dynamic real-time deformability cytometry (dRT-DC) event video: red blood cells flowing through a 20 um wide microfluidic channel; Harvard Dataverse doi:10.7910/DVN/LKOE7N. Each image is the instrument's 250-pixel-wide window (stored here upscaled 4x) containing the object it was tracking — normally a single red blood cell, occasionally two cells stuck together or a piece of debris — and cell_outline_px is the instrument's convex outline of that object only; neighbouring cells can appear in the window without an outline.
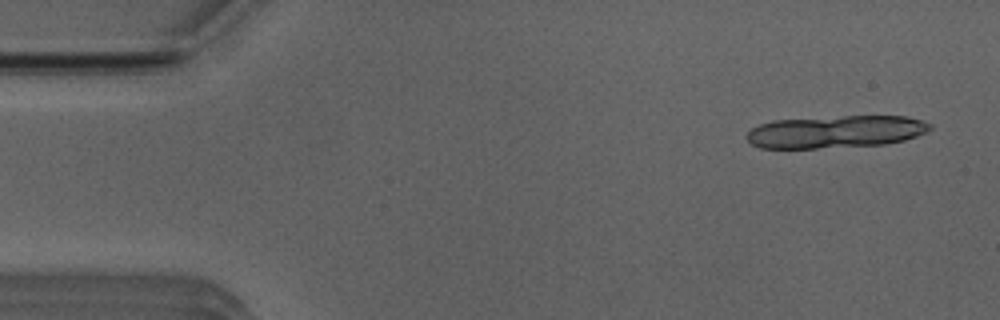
{"species": "Egyptian fruit bat (a non-hibernating species)", "species_latin": "Rousettus aegyptiacus", "temperature_condition": "room temperature", "stored_images_in_passage": 17, "camera_frame_rate_fps": 3000, "um_per_image_px": 0.085, "animal": {"sex": "male"}, "frame": {"image": 1, "passage_image": 3, "time_ms": 0.667, "image_size_px": [1000, 320], "cell_outline_px": [[932, 128], [928, 132], [904, 140], [884, 144], [816, 148], [760, 148], [752, 144], [744, 136], [752, 128], [760, 124], [772, 120], [844, 116], [904, 116], [920, 120], [932, 124]], "centroid_in_image_um": [71.02, 11.19], "position_along_channel_um": 14.0, "area_um2": 34.62}}